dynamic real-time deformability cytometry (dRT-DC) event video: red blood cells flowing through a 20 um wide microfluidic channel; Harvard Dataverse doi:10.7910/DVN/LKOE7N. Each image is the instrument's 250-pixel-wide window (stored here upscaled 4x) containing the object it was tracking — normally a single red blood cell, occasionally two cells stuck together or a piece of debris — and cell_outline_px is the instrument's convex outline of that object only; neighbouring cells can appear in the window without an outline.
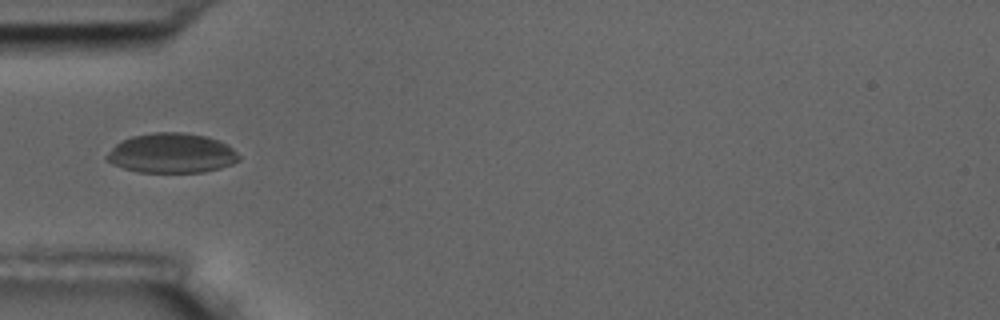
{"species": "common noctule bat (a hibernating species)", "species_latin": "Nyctalus noctula", "temperature_condition": "room temperature", "stored_images_in_passage": 7, "camera_frame_rate_fps": 3000, "um_per_image_px": 0.085, "animal": {"sex": "male", "body_mass_g": 17.5, "forearm_length_mm": 52.3}, "frame": {"image": 1, "passage_image": 4, "time_ms": 4.333, "image_size_px": [1000, 320], "cell_outline_px": [[240, 160], [232, 164], [220, 168], [204, 172], [140, 172], [124, 168], [112, 164], [104, 160], [104, 156], [120, 140], [132, 136], [152, 132], [184, 132], [204, 136], [228, 144], [240, 156]], "centroid_in_image_um": [14.56, 13.02], "position_along_channel_um": 70.4, "area_um2": 30.75}}
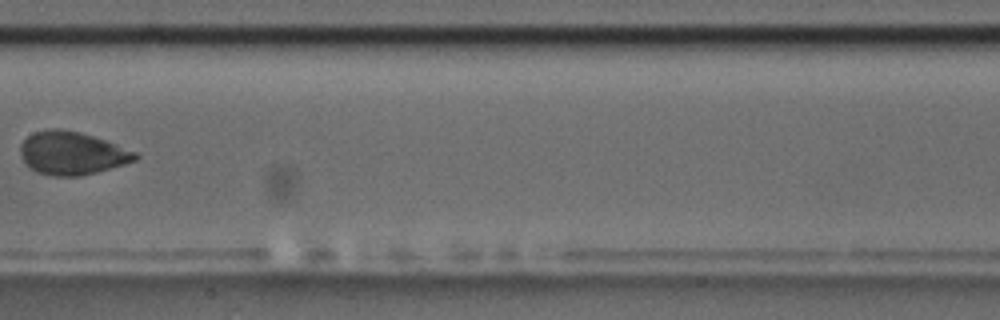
{"frame": {"image": 2, "passage_image": 7, "time_ms": 8.0, "image_size_px": [1000, 320], "cell_outline_px": [[140, 156], [136, 160], [124, 164], [96, 172], [80, 176], [52, 176], [36, 172], [24, 164], [20, 152], [20, 144], [32, 132], [52, 128], [60, 128], [80, 132], [116, 144], [136, 152]], "centroid_in_image_um": [6.08, 13.02], "position_along_channel_um": 201.3, "area_um2": 28.9}}